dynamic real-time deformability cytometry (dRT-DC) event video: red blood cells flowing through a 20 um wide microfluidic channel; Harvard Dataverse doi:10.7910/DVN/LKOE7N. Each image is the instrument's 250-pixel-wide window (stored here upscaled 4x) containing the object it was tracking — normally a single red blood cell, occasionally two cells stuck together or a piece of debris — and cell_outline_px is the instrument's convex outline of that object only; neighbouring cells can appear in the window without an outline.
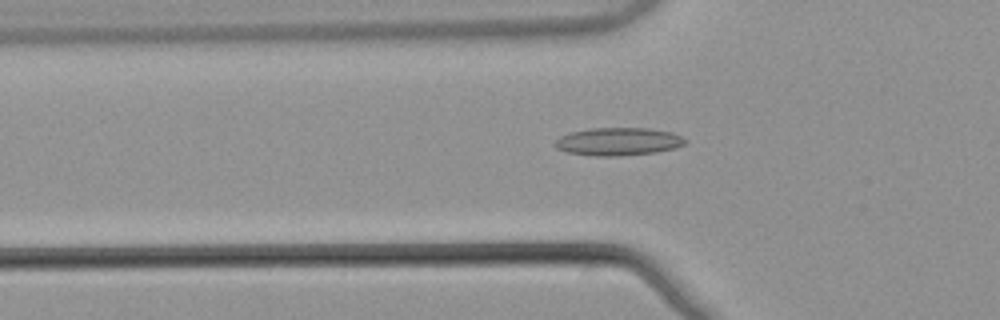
{"species": "common noctule bat (a hibernating species)", "species_latin": "Nyctalus noctula", "temperature_condition": "warm", "stored_images_in_passage": 48, "camera_frame_rate_fps": 3000, "um_per_image_px": 0.085, "animal": {"sex": "male", "body_mass_g": 21.5, "forearm_length_mm": 52.0}, "frame": {"image": 1, "passage_image": 13, "time_ms": 4.0, "image_size_px": [1000, 320], "cell_outline_px": [[688, 140], [684, 144], [676, 148], [656, 152], [620, 156], [596, 156], [568, 152], [556, 148], [552, 144], [560, 136], [568, 132], [592, 128], [648, 128], [672, 132]], "centroid_in_image_um": [52.54, 12.03], "position_along_channel_um": 73.3, "area_um2": 21.27}}
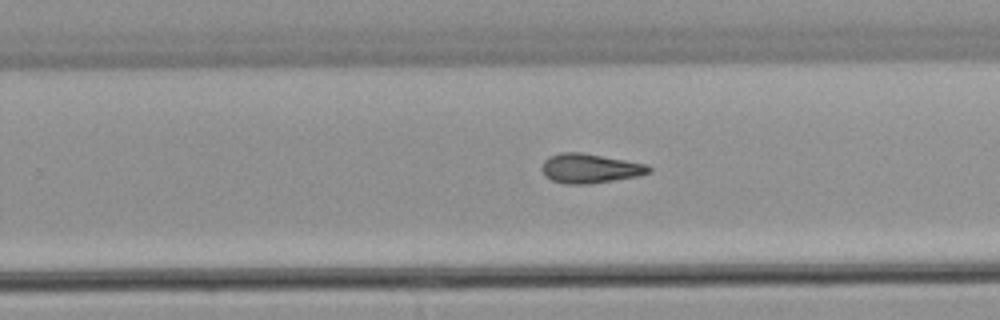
{"frame": {"image": 2, "passage_image": 29, "time_ms": 9.333, "image_size_px": [1000, 320], "cell_outline_px": [[652, 172], [636, 176], [588, 184], [564, 184], [552, 180], [544, 176], [540, 168], [544, 160], [548, 156], [560, 152], [580, 152], [648, 164], [652, 168]], "centroid_in_image_um": [50.11, 14.31], "position_along_channel_um": 279.7, "area_um2": 18.44}}
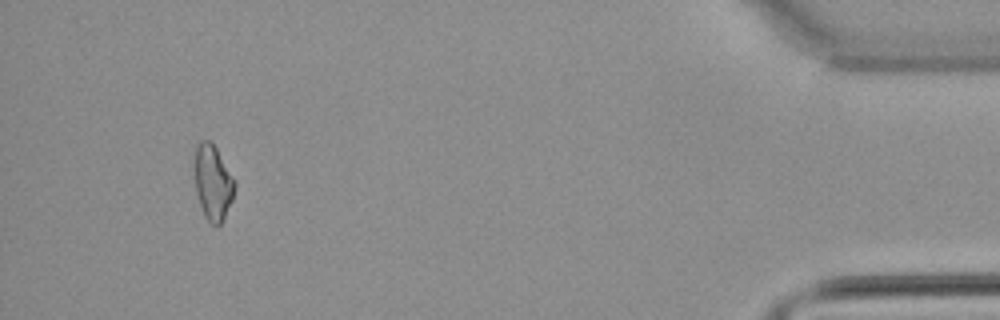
{"frame": {"image": 3, "passage_image": 45, "time_ms": 14.667, "image_size_px": [1000, 320], "cell_outline_px": [[236, 188], [232, 200], [220, 224], [216, 228], [204, 216], [196, 192], [196, 144], [200, 140], [212, 140], [236, 180]], "centroid_in_image_um": [18.13, 15.49], "position_along_channel_um": 417.1, "area_um2": 17.57}, "authors_computed_cell_mechanics": {"area_um2": 18.3226, "velocity_mm_per_s": 3.8667, "shape_relaxation_time_tau1_ms": null, "shape_relaxation_time_tau2_ms": 7.6883, "deformation_change_tau1": null, "deformation_change_tau2": 0.192}}